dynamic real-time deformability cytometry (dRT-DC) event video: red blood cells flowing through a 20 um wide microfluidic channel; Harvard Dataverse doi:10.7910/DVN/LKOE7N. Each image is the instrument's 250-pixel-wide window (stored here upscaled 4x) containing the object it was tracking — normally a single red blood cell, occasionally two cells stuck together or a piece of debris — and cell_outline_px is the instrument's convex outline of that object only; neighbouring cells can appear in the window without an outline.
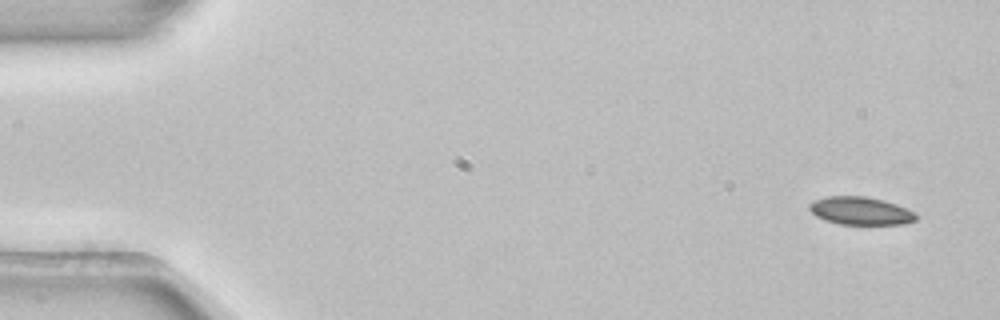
{"species": "common noctule bat (a hibernating species)", "species_latin": "Nyctalus noctula", "temperature_condition": "room temperature", "stored_images_in_passage": 4, "camera_frame_rate_fps": 3000, "um_per_image_px": 0.085, "animal": {"sex": "female", "body_mass_g": 22.7, "forearm_length_mm": 54.2}, "frame": {"image": 1, "passage_image": 1, "time_ms": 0.0, "image_size_px": [1000, 320], "cell_outline_px": [[920, 216], [916, 220], [904, 224], [840, 224], [824, 220], [816, 216], [808, 208], [808, 204], [816, 200], [828, 196], [864, 196], [884, 200], [896, 204], [916, 212]], "centroid_in_image_um": [73.18, 17.92], "position_along_channel_um": 11.8, "area_um2": 17.46}}
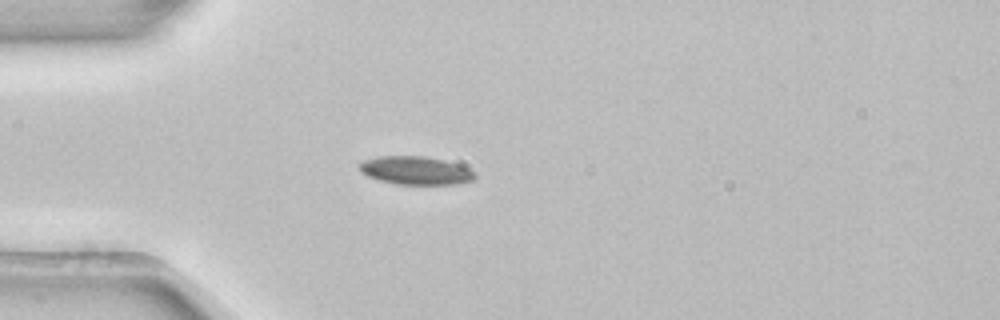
{"frame": {"image": 2, "passage_image": 4, "time_ms": 1.0, "image_size_px": [1000, 320], "cell_outline_px": [[476, 176], [472, 180], [456, 184], [396, 184], [380, 180], [368, 176], [360, 172], [356, 164], [360, 160], [376, 156], [424, 156], [444, 160], [456, 164], [476, 172]], "centroid_in_image_um": [35.24, 14.48], "position_along_channel_um": 49.8, "area_um2": 19.13}}